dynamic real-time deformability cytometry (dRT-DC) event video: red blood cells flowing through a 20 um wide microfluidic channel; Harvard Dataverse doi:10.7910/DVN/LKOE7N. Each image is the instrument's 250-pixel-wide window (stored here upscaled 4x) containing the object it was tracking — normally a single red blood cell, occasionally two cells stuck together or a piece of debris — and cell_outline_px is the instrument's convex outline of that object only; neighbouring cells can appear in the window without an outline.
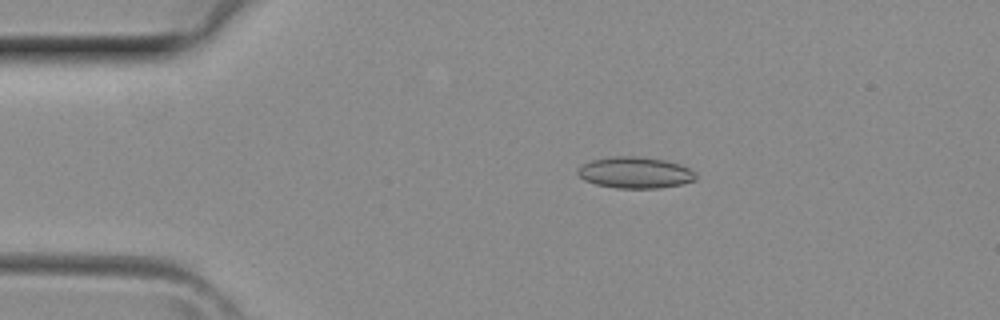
{"species": "common noctule bat (a hibernating species)", "species_latin": "Nyctalus noctula", "temperature_condition": "room temperature", "stored_images_in_passage": 40, "camera_frame_rate_fps": 3000, "um_per_image_px": 0.085, "animal": {"sex": "female", "body_mass_g": 29.2, "forearm_length_mm": 56.3}, "frame": {"image": 1, "passage_image": 8, "time_ms": 2.333, "image_size_px": [1000, 320], "cell_outline_px": [[696, 180], [684, 184], [660, 188], [616, 188], [596, 184], [584, 180], [576, 172], [580, 164], [592, 160], [612, 156], [636, 156], [664, 160], [680, 164], [696, 172]], "centroid_in_image_um": [53.99, 14.67], "position_along_channel_um": 31.0, "area_um2": 21.73}}
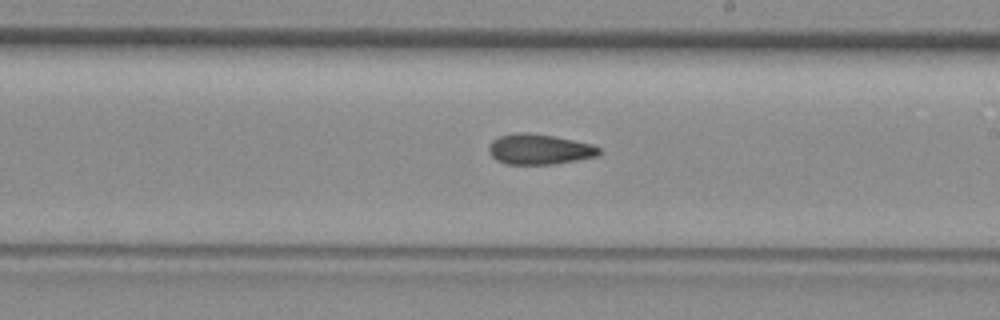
{"frame": {"image": 2, "passage_image": 23, "time_ms": 7.333, "image_size_px": [1000, 320], "cell_outline_px": [[600, 156], [552, 164], [504, 164], [496, 160], [488, 152], [488, 144], [492, 140], [500, 136], [516, 132], [528, 132], [552, 136], [592, 144], [600, 148]], "centroid_in_image_um": [45.81, 12.69], "position_along_channel_um": 243.2, "area_um2": 19.59}}
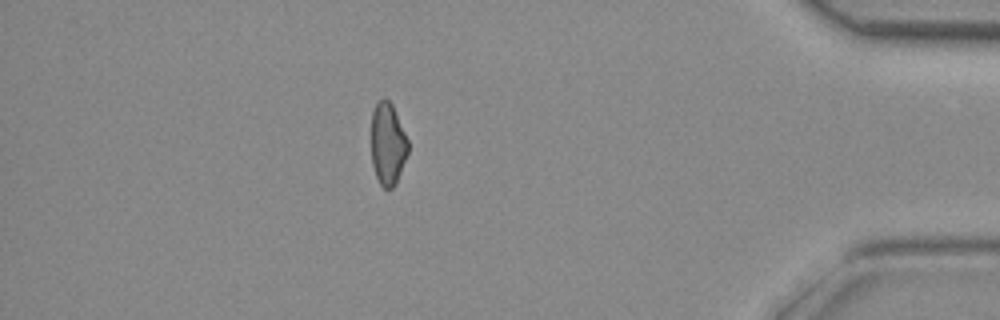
{"frame": {"image": 3, "passage_image": 35, "time_ms": 11.333, "image_size_px": [1000, 320], "cell_outline_px": [[408, 152], [396, 184], [392, 188], [384, 188], [380, 184], [376, 176], [372, 164], [372, 112], [376, 104], [384, 96], [392, 104], [408, 140]], "centroid_in_image_um": [32.96, 12.24], "position_along_channel_um": 402.2, "area_um2": 17.51}}